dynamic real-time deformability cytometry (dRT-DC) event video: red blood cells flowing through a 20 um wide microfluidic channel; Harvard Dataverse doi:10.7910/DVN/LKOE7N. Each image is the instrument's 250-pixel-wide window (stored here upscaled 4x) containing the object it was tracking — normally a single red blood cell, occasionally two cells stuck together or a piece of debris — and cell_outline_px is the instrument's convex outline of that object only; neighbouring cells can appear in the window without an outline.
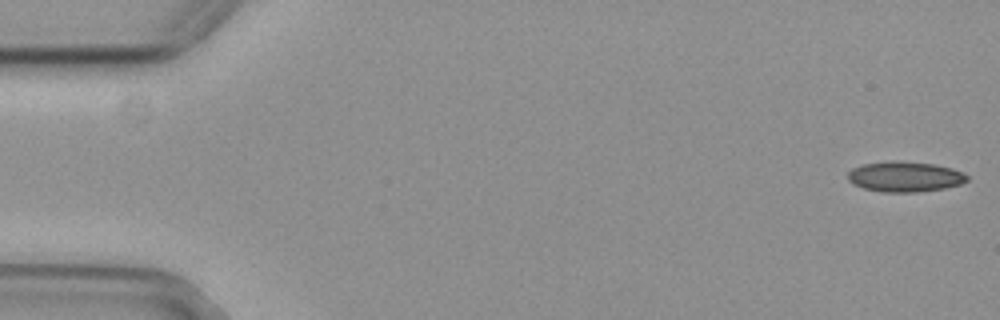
{"species": "common noctule bat (a hibernating species)", "species_latin": "Nyctalus noctula", "temperature_condition": "cold", "stored_images_in_passage": 17, "camera_frame_rate_fps": 3000, "um_per_image_px": 0.085, "animal": {"sex": "female", "body_mass_g": 29.2, "forearm_length_mm": 56.3}, "frame": {"image": 1, "passage_image": 1, "time_ms": 0.0, "image_size_px": [1000, 320], "cell_outline_px": [[968, 180], [960, 184], [944, 188], [916, 192], [880, 192], [864, 188], [852, 184], [848, 180], [848, 172], [852, 168], [864, 164], [892, 160], [896, 160], [932, 164], [952, 168], [968, 176]], "centroid_in_image_um": [76.88, 15.02], "position_along_channel_um": 8.1, "area_um2": 21.04}}
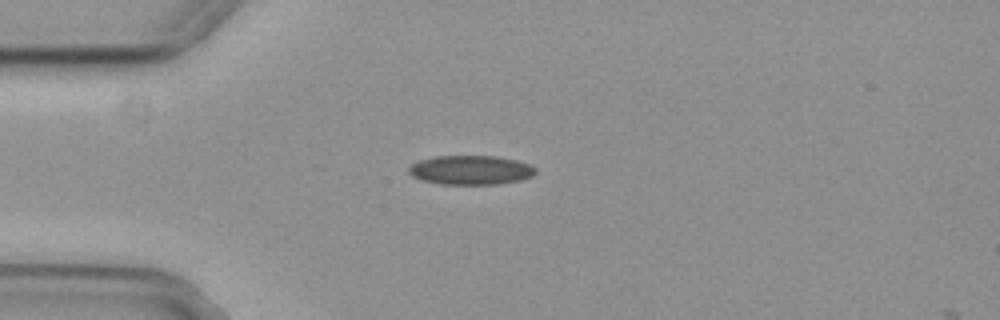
{"frame": {"image": 2, "passage_image": 14, "time_ms": 4.333, "image_size_px": [1000, 320], "cell_outline_px": [[536, 172], [532, 176], [520, 180], [496, 184], [440, 184], [424, 180], [412, 176], [408, 172], [408, 168], [412, 164], [420, 160], [436, 156], [496, 156], [516, 160], [532, 164], [536, 168]], "centroid_in_image_um": [40.04, 14.45], "position_along_channel_um": 45.0, "area_um2": 21.56}}